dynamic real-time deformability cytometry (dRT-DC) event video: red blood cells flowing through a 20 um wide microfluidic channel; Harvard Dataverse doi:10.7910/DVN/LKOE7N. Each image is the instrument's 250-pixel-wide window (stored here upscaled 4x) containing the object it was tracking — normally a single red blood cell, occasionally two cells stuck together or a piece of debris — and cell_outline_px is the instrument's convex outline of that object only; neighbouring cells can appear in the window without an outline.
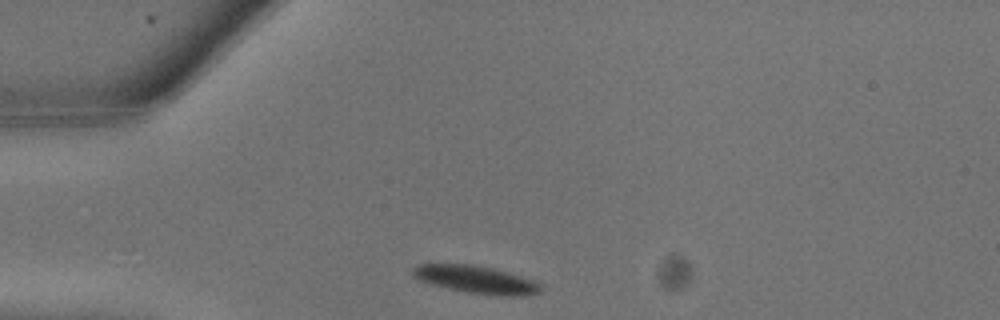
{"species": "common noctule bat (a hibernating species)", "species_latin": "Nyctalus noctula", "temperature_condition": "warm", "stored_images_in_passage": 14, "camera_frame_rate_fps": 3000, "um_per_image_px": 0.085, "animal": {"sex": "male", "body_mass_g": 13.3}, "frame": {"image": 1, "passage_image": 1, "time_ms": 0.0, "image_size_px": [1000, 320], "cell_outline_px": [[544, 288], [540, 292], [520, 296], [508, 296], [468, 292], [432, 284], [420, 280], [412, 276], [412, 268], [416, 264], [472, 264], [496, 268], [532, 280], [540, 284]], "centroid_in_image_um": [40.46, 23.74], "position_along_channel_um": 44.5, "area_um2": 20.46}}
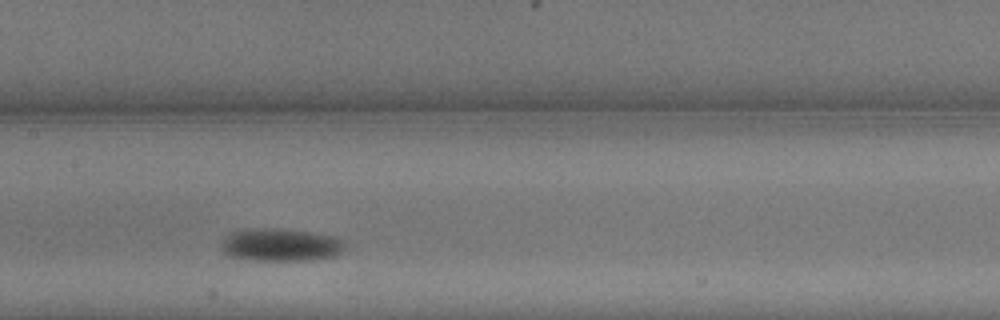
{"frame": {"image": 2, "passage_image": 7, "time_ms": 2.0, "image_size_px": [1000, 320], "cell_outline_px": [[344, 248], [340, 252], [332, 256], [312, 260], [252, 260], [228, 256], [220, 252], [220, 248], [224, 240], [232, 232], [244, 228], [280, 228], [312, 232], [336, 236], [344, 240]], "centroid_in_image_um": [23.83, 20.8], "position_along_channel_um": 183.6, "area_um2": 23.87}}
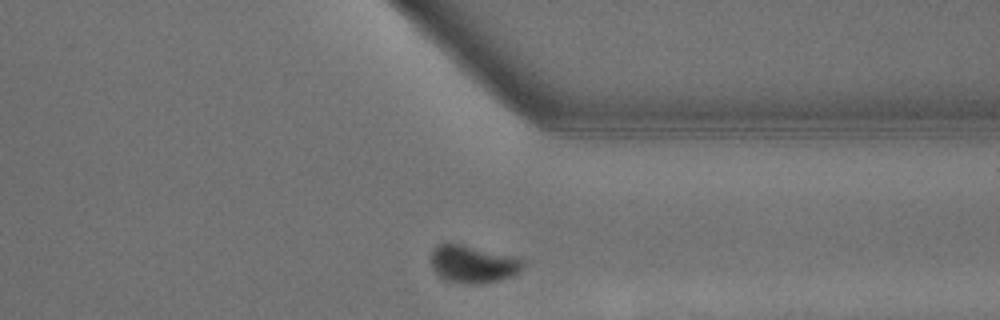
{"frame": {"image": 3, "passage_image": 14, "time_ms": 4.333, "image_size_px": [1000, 320], "cell_outline_px": [[524, 264], [512, 276], [480, 284], [464, 284], [444, 280], [432, 268], [432, 248], [436, 244], [464, 244], [512, 256], [524, 260]], "centroid_in_image_um": [40.16, 22.44], "position_along_channel_um": 371.2, "area_um2": 19.94}}